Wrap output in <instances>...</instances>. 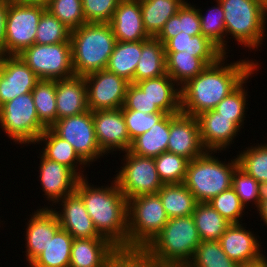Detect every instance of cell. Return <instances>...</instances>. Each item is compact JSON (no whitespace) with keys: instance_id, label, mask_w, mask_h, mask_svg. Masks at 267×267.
Segmentation results:
<instances>
[{"instance_id":"cell-1","label":"cell","mask_w":267,"mask_h":267,"mask_svg":"<svg viewBox=\"0 0 267 267\" xmlns=\"http://www.w3.org/2000/svg\"><path fill=\"white\" fill-rule=\"evenodd\" d=\"M224 55L180 87L181 112L197 117L215 107L257 69L258 62L241 60L224 65ZM223 62V63H222Z\"/></svg>"},{"instance_id":"cell-2","label":"cell","mask_w":267,"mask_h":267,"mask_svg":"<svg viewBox=\"0 0 267 267\" xmlns=\"http://www.w3.org/2000/svg\"><path fill=\"white\" fill-rule=\"evenodd\" d=\"M113 181L110 187L94 188L87 178H80L75 192L84 202L98 234L108 239L123 255H128V200L116 180Z\"/></svg>"},{"instance_id":"cell-3","label":"cell","mask_w":267,"mask_h":267,"mask_svg":"<svg viewBox=\"0 0 267 267\" xmlns=\"http://www.w3.org/2000/svg\"><path fill=\"white\" fill-rule=\"evenodd\" d=\"M200 242L192 215L173 217L139 256L153 266L186 267Z\"/></svg>"},{"instance_id":"cell-4","label":"cell","mask_w":267,"mask_h":267,"mask_svg":"<svg viewBox=\"0 0 267 267\" xmlns=\"http://www.w3.org/2000/svg\"><path fill=\"white\" fill-rule=\"evenodd\" d=\"M72 66L76 76L106 69L116 38L109 23H85L71 31Z\"/></svg>"},{"instance_id":"cell-5","label":"cell","mask_w":267,"mask_h":267,"mask_svg":"<svg viewBox=\"0 0 267 267\" xmlns=\"http://www.w3.org/2000/svg\"><path fill=\"white\" fill-rule=\"evenodd\" d=\"M168 220L158 194L128 199V255H139L161 232Z\"/></svg>"},{"instance_id":"cell-6","label":"cell","mask_w":267,"mask_h":267,"mask_svg":"<svg viewBox=\"0 0 267 267\" xmlns=\"http://www.w3.org/2000/svg\"><path fill=\"white\" fill-rule=\"evenodd\" d=\"M213 152L188 162L185 186L195 196L198 203L209 202L221 192L232 187V175L238 167L237 158L225 164Z\"/></svg>"},{"instance_id":"cell-7","label":"cell","mask_w":267,"mask_h":267,"mask_svg":"<svg viewBox=\"0 0 267 267\" xmlns=\"http://www.w3.org/2000/svg\"><path fill=\"white\" fill-rule=\"evenodd\" d=\"M224 10L226 35L249 49L262 44L267 11L259 0H219Z\"/></svg>"},{"instance_id":"cell-8","label":"cell","mask_w":267,"mask_h":267,"mask_svg":"<svg viewBox=\"0 0 267 267\" xmlns=\"http://www.w3.org/2000/svg\"><path fill=\"white\" fill-rule=\"evenodd\" d=\"M0 125L8 137L19 144H35L47 128L38 118L32 92L0 106Z\"/></svg>"},{"instance_id":"cell-9","label":"cell","mask_w":267,"mask_h":267,"mask_svg":"<svg viewBox=\"0 0 267 267\" xmlns=\"http://www.w3.org/2000/svg\"><path fill=\"white\" fill-rule=\"evenodd\" d=\"M39 80H60L75 76L70 42L37 44L18 55Z\"/></svg>"},{"instance_id":"cell-10","label":"cell","mask_w":267,"mask_h":267,"mask_svg":"<svg viewBox=\"0 0 267 267\" xmlns=\"http://www.w3.org/2000/svg\"><path fill=\"white\" fill-rule=\"evenodd\" d=\"M45 10V6L8 0L4 55H19L35 44L39 20Z\"/></svg>"},{"instance_id":"cell-11","label":"cell","mask_w":267,"mask_h":267,"mask_svg":"<svg viewBox=\"0 0 267 267\" xmlns=\"http://www.w3.org/2000/svg\"><path fill=\"white\" fill-rule=\"evenodd\" d=\"M122 169L114 178L128 200L140 195L157 194L164 185L156 170L154 158L126 151Z\"/></svg>"},{"instance_id":"cell-12","label":"cell","mask_w":267,"mask_h":267,"mask_svg":"<svg viewBox=\"0 0 267 267\" xmlns=\"http://www.w3.org/2000/svg\"><path fill=\"white\" fill-rule=\"evenodd\" d=\"M50 129L68 141L86 164L104 156L95 136L92 111L59 119Z\"/></svg>"},{"instance_id":"cell-13","label":"cell","mask_w":267,"mask_h":267,"mask_svg":"<svg viewBox=\"0 0 267 267\" xmlns=\"http://www.w3.org/2000/svg\"><path fill=\"white\" fill-rule=\"evenodd\" d=\"M90 111L115 110L124 105L129 84L117 74L102 69L84 76Z\"/></svg>"},{"instance_id":"cell-14","label":"cell","mask_w":267,"mask_h":267,"mask_svg":"<svg viewBox=\"0 0 267 267\" xmlns=\"http://www.w3.org/2000/svg\"><path fill=\"white\" fill-rule=\"evenodd\" d=\"M122 257L106 238H74L69 267H116Z\"/></svg>"},{"instance_id":"cell-15","label":"cell","mask_w":267,"mask_h":267,"mask_svg":"<svg viewBox=\"0 0 267 267\" xmlns=\"http://www.w3.org/2000/svg\"><path fill=\"white\" fill-rule=\"evenodd\" d=\"M39 78L18 55H0V106L30 93Z\"/></svg>"},{"instance_id":"cell-16","label":"cell","mask_w":267,"mask_h":267,"mask_svg":"<svg viewBox=\"0 0 267 267\" xmlns=\"http://www.w3.org/2000/svg\"><path fill=\"white\" fill-rule=\"evenodd\" d=\"M167 152L183 156L189 161L202 156L206 152L201 143L197 117L182 112L170 114Z\"/></svg>"},{"instance_id":"cell-17","label":"cell","mask_w":267,"mask_h":267,"mask_svg":"<svg viewBox=\"0 0 267 267\" xmlns=\"http://www.w3.org/2000/svg\"><path fill=\"white\" fill-rule=\"evenodd\" d=\"M92 117L97 143L104 155L117 148L125 152L130 149L132 142L121 108L92 111Z\"/></svg>"},{"instance_id":"cell-18","label":"cell","mask_w":267,"mask_h":267,"mask_svg":"<svg viewBox=\"0 0 267 267\" xmlns=\"http://www.w3.org/2000/svg\"><path fill=\"white\" fill-rule=\"evenodd\" d=\"M200 127V139L206 151L217 153L232 143L240 127L233 118L221 116L215 110H209L197 116Z\"/></svg>"},{"instance_id":"cell-19","label":"cell","mask_w":267,"mask_h":267,"mask_svg":"<svg viewBox=\"0 0 267 267\" xmlns=\"http://www.w3.org/2000/svg\"><path fill=\"white\" fill-rule=\"evenodd\" d=\"M219 243L228 257L241 266L261 260L260 244L254 234L242 224H230L221 235Z\"/></svg>"},{"instance_id":"cell-20","label":"cell","mask_w":267,"mask_h":267,"mask_svg":"<svg viewBox=\"0 0 267 267\" xmlns=\"http://www.w3.org/2000/svg\"><path fill=\"white\" fill-rule=\"evenodd\" d=\"M109 24L116 41L137 42L151 38L143 25L139 0H120Z\"/></svg>"},{"instance_id":"cell-21","label":"cell","mask_w":267,"mask_h":267,"mask_svg":"<svg viewBox=\"0 0 267 267\" xmlns=\"http://www.w3.org/2000/svg\"><path fill=\"white\" fill-rule=\"evenodd\" d=\"M40 158L39 180L49 201L57 203L75 192L80 178L70 168L43 155Z\"/></svg>"},{"instance_id":"cell-22","label":"cell","mask_w":267,"mask_h":267,"mask_svg":"<svg viewBox=\"0 0 267 267\" xmlns=\"http://www.w3.org/2000/svg\"><path fill=\"white\" fill-rule=\"evenodd\" d=\"M60 201L63 206L62 212H57L55 209L53 211L62 229L69 232L73 238H104L98 234L84 202L76 192L64 197Z\"/></svg>"},{"instance_id":"cell-23","label":"cell","mask_w":267,"mask_h":267,"mask_svg":"<svg viewBox=\"0 0 267 267\" xmlns=\"http://www.w3.org/2000/svg\"><path fill=\"white\" fill-rule=\"evenodd\" d=\"M60 228L53 209L41 208L32 214L26 230V259L30 264L46 248L50 239Z\"/></svg>"},{"instance_id":"cell-24","label":"cell","mask_w":267,"mask_h":267,"mask_svg":"<svg viewBox=\"0 0 267 267\" xmlns=\"http://www.w3.org/2000/svg\"><path fill=\"white\" fill-rule=\"evenodd\" d=\"M56 110L57 120L89 110L84 76L56 80Z\"/></svg>"},{"instance_id":"cell-25","label":"cell","mask_w":267,"mask_h":267,"mask_svg":"<svg viewBox=\"0 0 267 267\" xmlns=\"http://www.w3.org/2000/svg\"><path fill=\"white\" fill-rule=\"evenodd\" d=\"M135 84L161 111L167 114L181 112L180 87L179 89L174 87L176 82L167 73L157 78L141 80Z\"/></svg>"},{"instance_id":"cell-26","label":"cell","mask_w":267,"mask_h":267,"mask_svg":"<svg viewBox=\"0 0 267 267\" xmlns=\"http://www.w3.org/2000/svg\"><path fill=\"white\" fill-rule=\"evenodd\" d=\"M165 52L186 51L200 58L207 66L216 63L225 54L205 36H190L184 32L169 39L165 44Z\"/></svg>"},{"instance_id":"cell-27","label":"cell","mask_w":267,"mask_h":267,"mask_svg":"<svg viewBox=\"0 0 267 267\" xmlns=\"http://www.w3.org/2000/svg\"><path fill=\"white\" fill-rule=\"evenodd\" d=\"M170 132V114H166L148 131L136 137L129 151L135 155L155 158L167 152Z\"/></svg>"},{"instance_id":"cell-28","label":"cell","mask_w":267,"mask_h":267,"mask_svg":"<svg viewBox=\"0 0 267 267\" xmlns=\"http://www.w3.org/2000/svg\"><path fill=\"white\" fill-rule=\"evenodd\" d=\"M144 28L147 34L156 38L165 23L175 15L185 0H139Z\"/></svg>"},{"instance_id":"cell-29","label":"cell","mask_w":267,"mask_h":267,"mask_svg":"<svg viewBox=\"0 0 267 267\" xmlns=\"http://www.w3.org/2000/svg\"><path fill=\"white\" fill-rule=\"evenodd\" d=\"M165 58V47L157 38L142 41V53L135 70L134 83L165 75Z\"/></svg>"},{"instance_id":"cell-30","label":"cell","mask_w":267,"mask_h":267,"mask_svg":"<svg viewBox=\"0 0 267 267\" xmlns=\"http://www.w3.org/2000/svg\"><path fill=\"white\" fill-rule=\"evenodd\" d=\"M41 141H45L44 143L46 144L45 147H43L44 151L41 152L45 158L65 165L79 178H84L83 173H80L81 171L77 172V164L86 165V163L74 151L73 146L68 141L56 135L50 128H46V130L36 140V143H40Z\"/></svg>"},{"instance_id":"cell-31","label":"cell","mask_w":267,"mask_h":267,"mask_svg":"<svg viewBox=\"0 0 267 267\" xmlns=\"http://www.w3.org/2000/svg\"><path fill=\"white\" fill-rule=\"evenodd\" d=\"M141 53L142 41H116L106 69L124 78L129 83H134V74Z\"/></svg>"},{"instance_id":"cell-32","label":"cell","mask_w":267,"mask_h":267,"mask_svg":"<svg viewBox=\"0 0 267 267\" xmlns=\"http://www.w3.org/2000/svg\"><path fill=\"white\" fill-rule=\"evenodd\" d=\"M73 239L69 232L60 227L45 250L29 265L31 267H69Z\"/></svg>"},{"instance_id":"cell-33","label":"cell","mask_w":267,"mask_h":267,"mask_svg":"<svg viewBox=\"0 0 267 267\" xmlns=\"http://www.w3.org/2000/svg\"><path fill=\"white\" fill-rule=\"evenodd\" d=\"M157 194L169 218L191 216L198 203L184 183L164 184Z\"/></svg>"},{"instance_id":"cell-34","label":"cell","mask_w":267,"mask_h":267,"mask_svg":"<svg viewBox=\"0 0 267 267\" xmlns=\"http://www.w3.org/2000/svg\"><path fill=\"white\" fill-rule=\"evenodd\" d=\"M195 8L185 1L177 13L165 23L164 28L156 38L164 45L169 39L181 32L190 36L201 35L200 15L198 9Z\"/></svg>"},{"instance_id":"cell-35","label":"cell","mask_w":267,"mask_h":267,"mask_svg":"<svg viewBox=\"0 0 267 267\" xmlns=\"http://www.w3.org/2000/svg\"><path fill=\"white\" fill-rule=\"evenodd\" d=\"M165 55L166 73L177 83V87L183 86L207 67L200 58L186 51L165 52Z\"/></svg>"},{"instance_id":"cell-36","label":"cell","mask_w":267,"mask_h":267,"mask_svg":"<svg viewBox=\"0 0 267 267\" xmlns=\"http://www.w3.org/2000/svg\"><path fill=\"white\" fill-rule=\"evenodd\" d=\"M192 216L201 241H219L230 225L208 202L197 203Z\"/></svg>"},{"instance_id":"cell-37","label":"cell","mask_w":267,"mask_h":267,"mask_svg":"<svg viewBox=\"0 0 267 267\" xmlns=\"http://www.w3.org/2000/svg\"><path fill=\"white\" fill-rule=\"evenodd\" d=\"M32 96L39 120L50 128L57 121L56 80H39Z\"/></svg>"},{"instance_id":"cell-38","label":"cell","mask_w":267,"mask_h":267,"mask_svg":"<svg viewBox=\"0 0 267 267\" xmlns=\"http://www.w3.org/2000/svg\"><path fill=\"white\" fill-rule=\"evenodd\" d=\"M238 167L267 187V144L247 148L237 155Z\"/></svg>"},{"instance_id":"cell-39","label":"cell","mask_w":267,"mask_h":267,"mask_svg":"<svg viewBox=\"0 0 267 267\" xmlns=\"http://www.w3.org/2000/svg\"><path fill=\"white\" fill-rule=\"evenodd\" d=\"M186 267H242L223 251L219 241H201Z\"/></svg>"},{"instance_id":"cell-40","label":"cell","mask_w":267,"mask_h":267,"mask_svg":"<svg viewBox=\"0 0 267 267\" xmlns=\"http://www.w3.org/2000/svg\"><path fill=\"white\" fill-rule=\"evenodd\" d=\"M217 1V7H213L206 15H202L201 9H198L200 15L201 32L202 35L209 39L214 45H216L225 55L227 44L224 39L226 37L224 10L219 0ZM225 35V36H224Z\"/></svg>"},{"instance_id":"cell-41","label":"cell","mask_w":267,"mask_h":267,"mask_svg":"<svg viewBox=\"0 0 267 267\" xmlns=\"http://www.w3.org/2000/svg\"><path fill=\"white\" fill-rule=\"evenodd\" d=\"M154 162L163 184L184 183L188 159L174 153L163 152L154 158Z\"/></svg>"},{"instance_id":"cell-42","label":"cell","mask_w":267,"mask_h":267,"mask_svg":"<svg viewBox=\"0 0 267 267\" xmlns=\"http://www.w3.org/2000/svg\"><path fill=\"white\" fill-rule=\"evenodd\" d=\"M70 36L71 30L53 14L48 10L42 13L37 28L35 43L44 45L70 42Z\"/></svg>"},{"instance_id":"cell-43","label":"cell","mask_w":267,"mask_h":267,"mask_svg":"<svg viewBox=\"0 0 267 267\" xmlns=\"http://www.w3.org/2000/svg\"><path fill=\"white\" fill-rule=\"evenodd\" d=\"M46 10L71 31L86 23L82 9V0H50Z\"/></svg>"},{"instance_id":"cell-44","label":"cell","mask_w":267,"mask_h":267,"mask_svg":"<svg viewBox=\"0 0 267 267\" xmlns=\"http://www.w3.org/2000/svg\"><path fill=\"white\" fill-rule=\"evenodd\" d=\"M249 76L228 96H226L220 103L215 107L221 116L227 118H233V121L240 127L244 122L245 109H246V95L245 87L243 88L245 81H247Z\"/></svg>"},{"instance_id":"cell-45","label":"cell","mask_w":267,"mask_h":267,"mask_svg":"<svg viewBox=\"0 0 267 267\" xmlns=\"http://www.w3.org/2000/svg\"><path fill=\"white\" fill-rule=\"evenodd\" d=\"M232 188L244 207L249 204L248 202L254 201L258 208L264 187L239 167L232 175Z\"/></svg>"},{"instance_id":"cell-46","label":"cell","mask_w":267,"mask_h":267,"mask_svg":"<svg viewBox=\"0 0 267 267\" xmlns=\"http://www.w3.org/2000/svg\"><path fill=\"white\" fill-rule=\"evenodd\" d=\"M208 203L230 224L240 223L239 219H241L245 207L241 204L232 187L221 192Z\"/></svg>"},{"instance_id":"cell-47","label":"cell","mask_w":267,"mask_h":267,"mask_svg":"<svg viewBox=\"0 0 267 267\" xmlns=\"http://www.w3.org/2000/svg\"><path fill=\"white\" fill-rule=\"evenodd\" d=\"M121 109L131 142L148 131L167 114L165 112L147 114L136 110H127L124 106Z\"/></svg>"},{"instance_id":"cell-48","label":"cell","mask_w":267,"mask_h":267,"mask_svg":"<svg viewBox=\"0 0 267 267\" xmlns=\"http://www.w3.org/2000/svg\"><path fill=\"white\" fill-rule=\"evenodd\" d=\"M120 0H82L86 23H109Z\"/></svg>"},{"instance_id":"cell-49","label":"cell","mask_w":267,"mask_h":267,"mask_svg":"<svg viewBox=\"0 0 267 267\" xmlns=\"http://www.w3.org/2000/svg\"><path fill=\"white\" fill-rule=\"evenodd\" d=\"M123 106L127 110H136L147 114L163 112L135 83L128 84Z\"/></svg>"},{"instance_id":"cell-50","label":"cell","mask_w":267,"mask_h":267,"mask_svg":"<svg viewBox=\"0 0 267 267\" xmlns=\"http://www.w3.org/2000/svg\"><path fill=\"white\" fill-rule=\"evenodd\" d=\"M7 11H8V0H0V55H4V40H5Z\"/></svg>"},{"instance_id":"cell-51","label":"cell","mask_w":267,"mask_h":267,"mask_svg":"<svg viewBox=\"0 0 267 267\" xmlns=\"http://www.w3.org/2000/svg\"><path fill=\"white\" fill-rule=\"evenodd\" d=\"M122 262L124 267H158L148 264L139 255H123Z\"/></svg>"},{"instance_id":"cell-52","label":"cell","mask_w":267,"mask_h":267,"mask_svg":"<svg viewBox=\"0 0 267 267\" xmlns=\"http://www.w3.org/2000/svg\"><path fill=\"white\" fill-rule=\"evenodd\" d=\"M259 215H261V219L264 220L267 225V187L263 188L262 197L258 206Z\"/></svg>"},{"instance_id":"cell-53","label":"cell","mask_w":267,"mask_h":267,"mask_svg":"<svg viewBox=\"0 0 267 267\" xmlns=\"http://www.w3.org/2000/svg\"><path fill=\"white\" fill-rule=\"evenodd\" d=\"M14 1L22 4L41 5L46 7L50 0H14Z\"/></svg>"},{"instance_id":"cell-54","label":"cell","mask_w":267,"mask_h":267,"mask_svg":"<svg viewBox=\"0 0 267 267\" xmlns=\"http://www.w3.org/2000/svg\"><path fill=\"white\" fill-rule=\"evenodd\" d=\"M242 267H267V259L264 256L261 260L256 261L254 263L246 264Z\"/></svg>"},{"instance_id":"cell-55","label":"cell","mask_w":267,"mask_h":267,"mask_svg":"<svg viewBox=\"0 0 267 267\" xmlns=\"http://www.w3.org/2000/svg\"><path fill=\"white\" fill-rule=\"evenodd\" d=\"M261 6L267 11V0H259Z\"/></svg>"},{"instance_id":"cell-56","label":"cell","mask_w":267,"mask_h":267,"mask_svg":"<svg viewBox=\"0 0 267 267\" xmlns=\"http://www.w3.org/2000/svg\"><path fill=\"white\" fill-rule=\"evenodd\" d=\"M116 267H124L123 262L121 261Z\"/></svg>"}]
</instances>
